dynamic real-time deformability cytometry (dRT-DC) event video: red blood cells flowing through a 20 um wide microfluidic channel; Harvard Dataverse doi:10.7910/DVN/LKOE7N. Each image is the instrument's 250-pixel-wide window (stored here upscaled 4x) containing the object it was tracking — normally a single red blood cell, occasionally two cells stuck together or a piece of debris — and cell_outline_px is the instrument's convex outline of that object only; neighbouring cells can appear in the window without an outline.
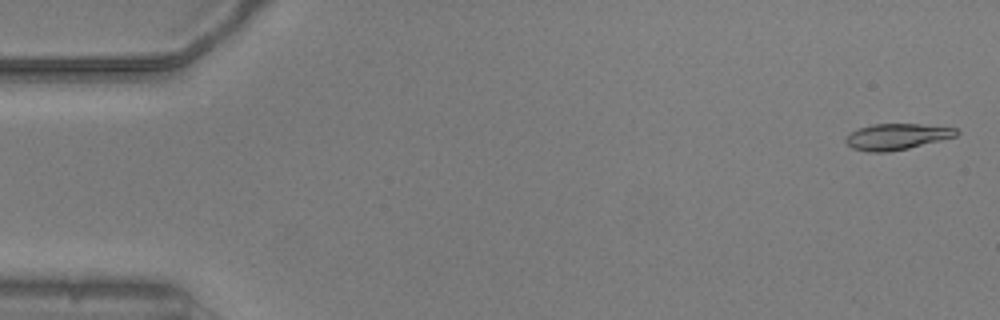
{"species": "common noctule bat (a hibernating species)", "species_latin": "Nyctalus noctula", "temperature_condition": "warm", "stored_images_in_passage": 17, "camera_frame_rate_fps": 3000, "um_per_image_px": 0.085, "animal": {"sex": "male", "body_mass_g": 20.5, "forearm_length_mm": 52.5}, "frame": {"image": 1, "passage_image": 2, "time_ms": 0.333, "image_size_px": [1000, 320], "cell_outline_px": [[960, 132], [956, 136], [908, 148], [888, 152], [868, 152], [852, 148], [844, 140], [852, 132], [860, 128], [872, 124], [920, 124], [956, 128]], "centroid_in_image_um": [76.23, 11.61], "position_along_channel_um": 8.8, "area_um2": 16.59}}
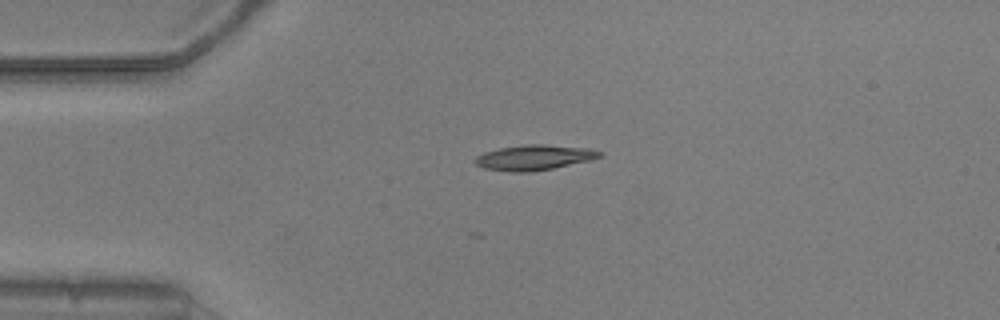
{"frame": {"image": 2, "passage_image": 13, "time_ms": 4.0, "image_size_px": [1000, 320], "cell_outline_px": [[600, 156], [588, 160], [552, 168], [528, 172], [512, 172], [484, 168], [476, 164], [476, 156], [484, 152], [500, 148], [524, 144], [544, 144], [588, 148], [600, 152]], "centroid_in_image_um": [45.35, 13.38], "position_along_channel_um": 39.7, "area_um2": 17.92}}